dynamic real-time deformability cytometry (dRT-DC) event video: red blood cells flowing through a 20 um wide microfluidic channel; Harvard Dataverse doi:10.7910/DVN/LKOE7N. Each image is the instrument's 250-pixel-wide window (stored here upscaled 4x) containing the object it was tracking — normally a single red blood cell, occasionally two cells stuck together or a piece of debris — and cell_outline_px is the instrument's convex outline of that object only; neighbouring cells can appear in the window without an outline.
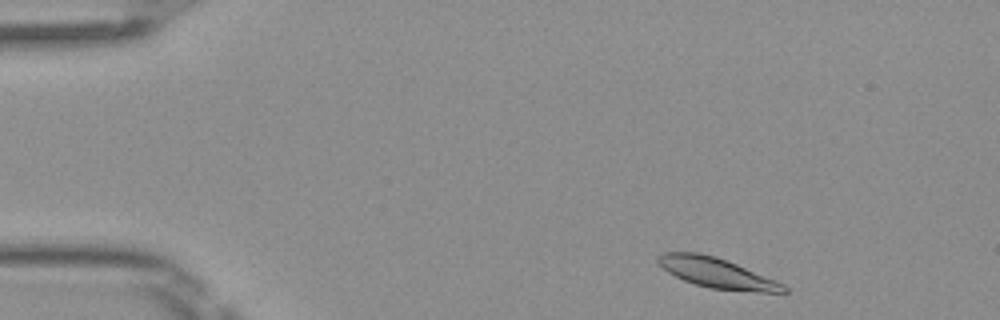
{"species": "Egyptian fruit bat (a non-hibernating species)", "species_latin": "Rousettus aegyptiacus", "temperature_condition": "room temperature", "stored_images_in_passage": 46, "camera_frame_rate_fps": 3000, "um_per_image_px": 0.085, "frame": {"image": 1, "passage_image": 2, "time_ms": 0.333, "image_size_px": [1000, 320], "cell_outline_px": [[788, 292], [760, 292], [708, 288], [684, 280], [668, 272], [656, 260], [660, 252], [700, 252], [716, 256], [736, 264], [784, 284], [788, 288]], "centroid_in_image_um": [60.91, 23.19], "position_along_channel_um": 24.1, "area_um2": 21.79}}
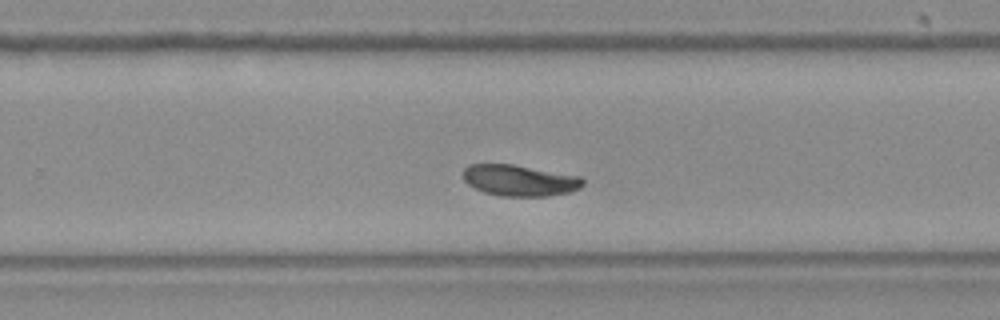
{"frame": {"image": 2, "passage_image": 28, "time_ms": 9.0, "image_size_px": [1000, 320], "cell_outline_px": [[584, 184], [580, 188], [572, 192], [548, 196], [500, 196], [484, 192], [468, 184], [464, 180], [464, 168], [468, 164], [512, 164], [580, 176], [584, 180]], "centroid_in_image_um": [44.19, 15.34], "position_along_channel_um": 285.6, "area_um2": 21.79}}
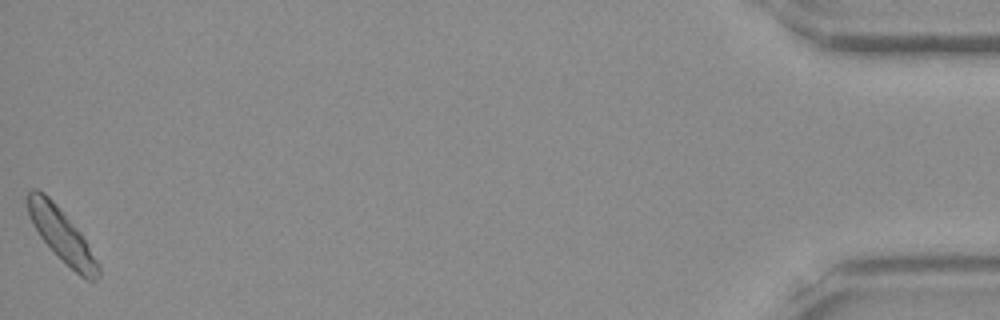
{"frame": {"image": 3, "passage_image": 46, "time_ms": 15.0, "image_size_px": [1000, 320], "cell_outline_px": [[100, 276], [96, 280], [88, 280], [80, 276], [40, 236], [32, 224], [28, 216], [24, 200], [28, 192], [32, 188], [36, 188], [44, 192], [56, 204], [80, 232], [100, 264]], "centroid_in_image_um": [5.21, 19.92], "position_along_channel_um": 430.0, "area_um2": 21.56}, "authors_computed_cell_mechanics": {"area_um2": 21.8195, "velocity_mm_per_s": 3.9722, "shape_relaxation_time_tau1_ms": 2.6579, "shape_relaxation_time_tau2_ms": 2.1035, "deformation_change_tau1": 0.1004, "deformation_change_tau2": 0.0412}}